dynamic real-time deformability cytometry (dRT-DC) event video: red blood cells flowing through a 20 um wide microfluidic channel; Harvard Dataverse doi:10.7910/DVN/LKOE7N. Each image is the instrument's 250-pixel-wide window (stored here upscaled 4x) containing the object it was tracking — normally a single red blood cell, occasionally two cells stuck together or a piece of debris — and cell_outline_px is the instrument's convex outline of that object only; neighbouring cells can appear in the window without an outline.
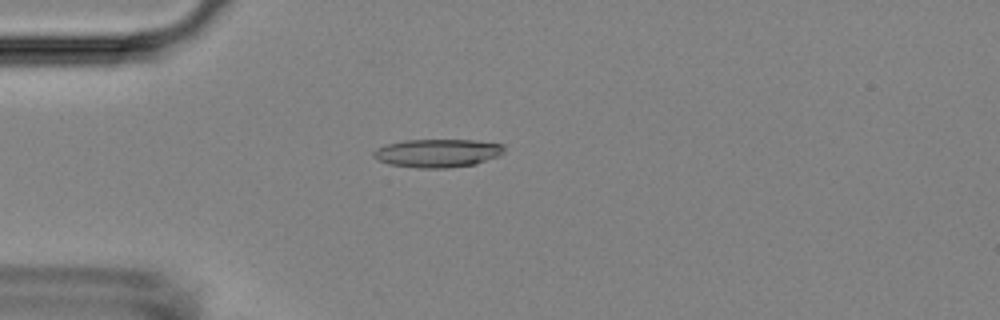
{"species": "Egyptian fruit bat (a non-hibernating species)", "species_latin": "Rousettus aegyptiacus", "temperature_condition": "room temperature", "stored_images_in_passage": 53, "camera_frame_rate_fps": 3000, "um_per_image_px": 0.085, "animal": {"sex": "female"}, "frame": {"image": 1, "passage_image": 14, "time_ms": 4.333, "image_size_px": [1000, 320], "cell_outline_px": [[504, 152], [500, 156], [476, 164], [448, 168], [416, 168], [388, 164], [372, 156], [372, 152], [376, 148], [388, 144], [404, 140], [476, 140], [504, 144]], "centroid_in_image_um": [37.22, 13.02], "position_along_channel_um": 47.8, "area_um2": 21.73}}
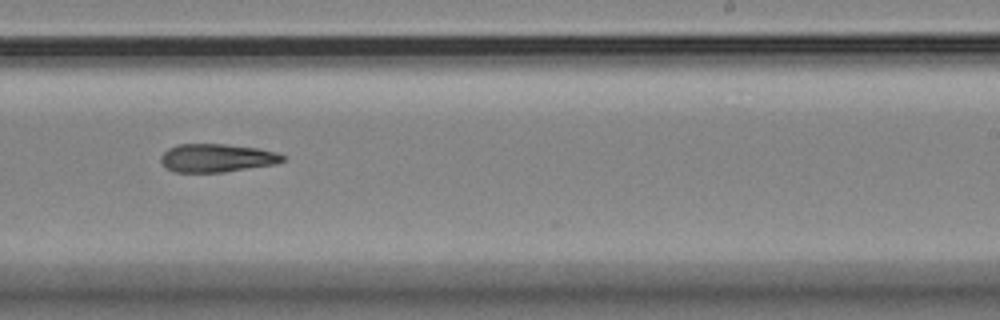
{"frame": {"image": 2, "passage_image": 33, "time_ms": 10.667, "image_size_px": [1000, 320], "cell_outline_px": [[284, 160], [276, 164], [224, 172], [172, 172], [160, 160], [160, 156], [168, 148], [176, 144], [224, 144], [260, 148], [276, 152], [284, 156]], "centroid_in_image_um": [18.43, 13.42], "position_along_channel_um": 270.6, "area_um2": 20.11}}
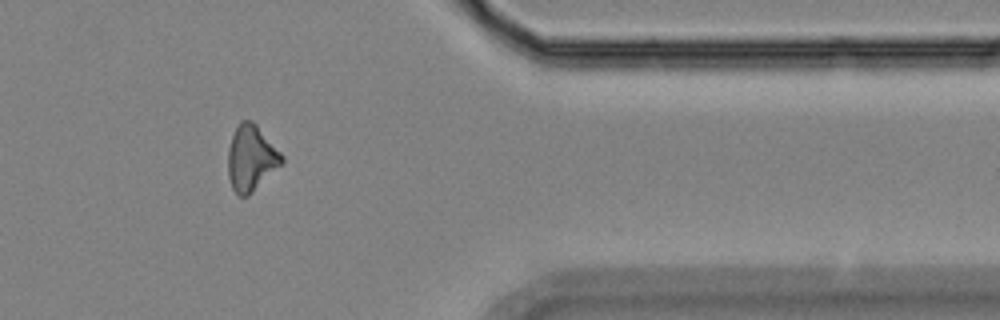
{"frame": {"image": 3, "passage_image": 44, "time_ms": 14.333, "image_size_px": [1000, 320], "cell_outline_px": [[284, 164], [248, 196], [240, 196], [232, 188], [228, 176], [228, 148], [232, 136], [240, 120], [252, 120], [256, 124], [284, 156]], "centroid_in_image_um": [21.37, 13.45], "position_along_channel_um": 390.0, "area_um2": 20.75}}